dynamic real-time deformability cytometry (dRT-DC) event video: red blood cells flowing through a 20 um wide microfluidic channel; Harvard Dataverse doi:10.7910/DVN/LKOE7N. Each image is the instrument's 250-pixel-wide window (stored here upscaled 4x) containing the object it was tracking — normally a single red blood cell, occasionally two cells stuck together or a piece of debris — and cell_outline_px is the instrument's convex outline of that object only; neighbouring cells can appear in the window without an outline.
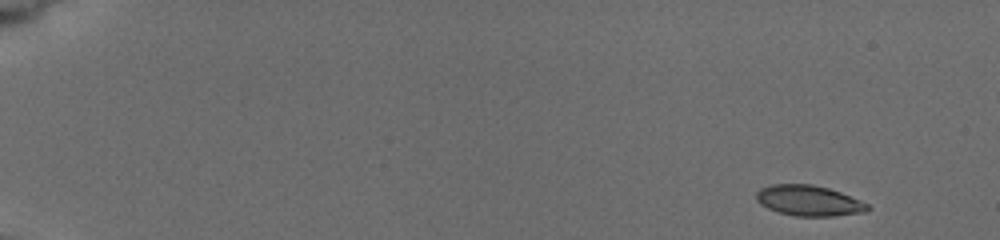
{"species": "common noctule bat (a hibernating species)", "species_latin": "Nyctalus noctula", "temperature_condition": "cold", "stored_images_in_passage": 9, "camera_frame_rate_fps": 3000, "um_per_image_px": 0.085, "animal": {"sex": "female", "body_mass_g": 19.5, "forearm_length_mm": 54.1}, "frame": {"image": 1, "passage_image": 1, "time_ms": 0.0, "image_size_px": [1000, 240], "cell_outline_px": [[872, 208], [868, 212], [832, 216], [796, 216], [776, 212], [760, 204], [756, 200], [756, 192], [760, 188], [772, 184], [812, 184], [828, 188], [840, 192], [860, 200], [868, 204]], "centroid_in_image_um": [68.75, 17.06], "position_along_channel_um": 16.2, "area_um2": 20.0}}
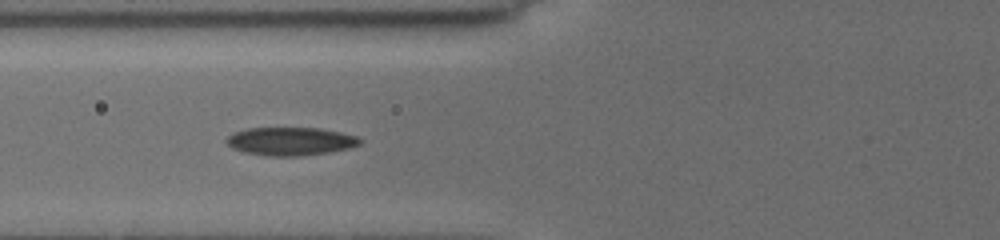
{"frame": {"image": 2, "passage_image": 8, "time_ms": 6.333, "image_size_px": [1000, 240], "cell_outline_px": [[364, 140], [360, 144], [348, 148], [328, 152], [304, 156], [268, 156], [244, 152], [232, 148], [224, 140], [232, 132], [248, 128], [320, 128], [340, 132], [356, 136]], "centroid_in_image_um": [24.67, 12.01], "position_along_channel_um": 101.1, "area_um2": 22.02}}
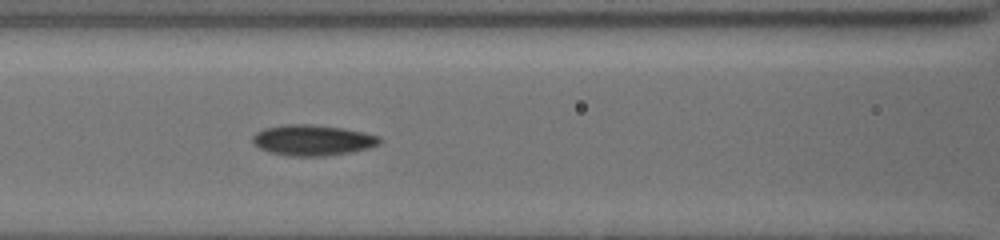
{"frame": {"image": 3, "passage_image": 9, "time_ms": 7.333, "image_size_px": [1000, 240], "cell_outline_px": [[380, 144], [368, 148], [352, 152], [328, 156], [288, 156], [268, 152], [252, 144], [252, 136], [256, 132], [264, 128], [284, 124], [308, 124], [344, 128], [380, 136]], "centroid_in_image_um": [26.54, 11.92], "position_along_channel_um": 140.1, "area_um2": 22.95}}